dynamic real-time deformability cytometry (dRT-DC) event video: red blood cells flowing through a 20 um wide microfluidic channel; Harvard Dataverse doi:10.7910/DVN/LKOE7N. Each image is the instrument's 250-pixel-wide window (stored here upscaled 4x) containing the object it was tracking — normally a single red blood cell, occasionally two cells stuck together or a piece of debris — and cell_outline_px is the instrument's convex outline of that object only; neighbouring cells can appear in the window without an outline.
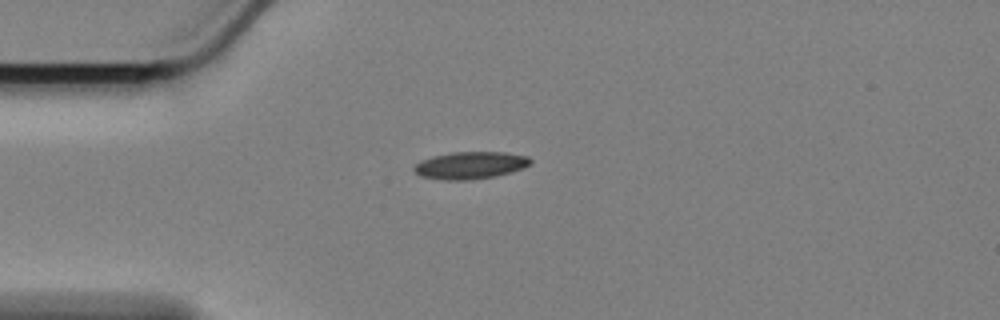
{"species": "Egyptian fruit bat (a non-hibernating species)", "species_latin": "Rousettus aegyptiacus", "temperature_condition": "cold", "stored_images_in_passage": 45, "camera_frame_rate_fps": 3000, "um_per_image_px": 0.085, "animal": {"sex": "female"}, "frame": {"image": 1, "passage_image": 1, "time_ms": 0.0, "image_size_px": [1000, 320], "cell_outline_px": [[532, 164], [524, 168], [496, 176], [468, 180], [444, 180], [420, 176], [412, 168], [420, 160], [432, 156], [452, 152], [504, 152], [528, 156], [532, 160]], "centroid_in_image_um": [39.99, 14.04], "position_along_channel_um": 45.0, "area_um2": 18.61}}
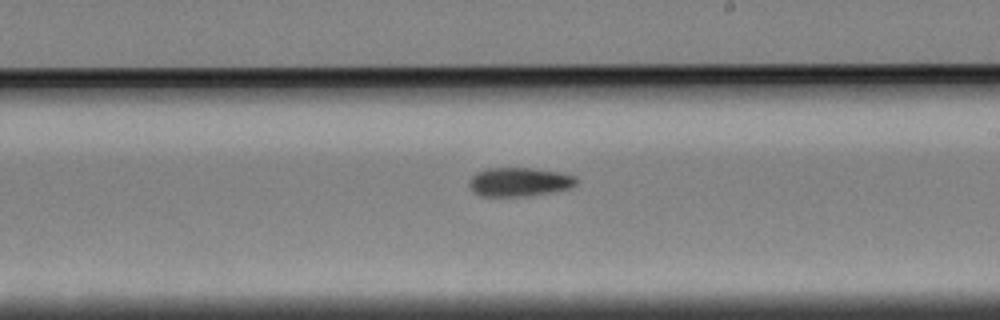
{"frame": {"image": 2, "passage_image": 20, "time_ms": 6.333, "image_size_px": [1000, 320], "cell_outline_px": [[576, 184], [568, 188], [528, 196], [480, 196], [472, 192], [468, 184], [468, 180], [476, 172], [484, 168], [532, 168], [560, 172], [576, 176]], "centroid_in_image_um": [44.06, 15.45], "position_along_channel_um": 244.9, "area_um2": 18.09}}
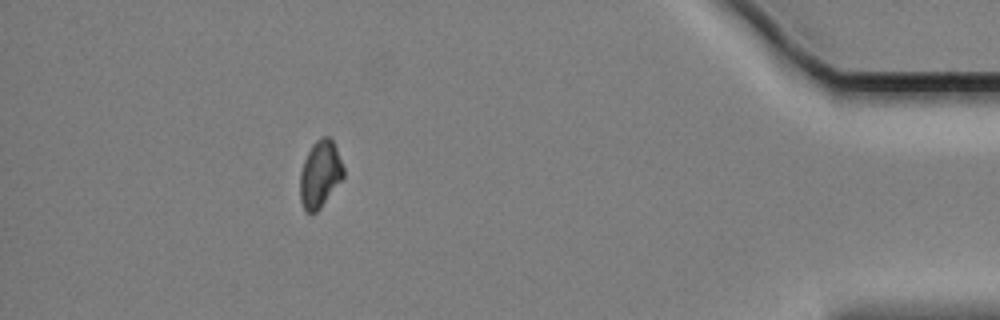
{"frame": {"image": 3, "passage_image": 39, "time_ms": 12.667, "image_size_px": [1000, 320], "cell_outline_px": [[344, 176], [320, 208], [316, 212], [304, 212], [300, 200], [300, 172], [304, 160], [312, 144], [316, 140], [324, 136], [328, 136], [332, 140], [336, 148], [344, 168]], "centroid_in_image_um": [27.19, 14.8], "position_along_channel_um": 408.0, "area_um2": 16.82}, "authors_computed_cell_mechanics": {"area_um2": 17.8024, "velocity_mm_per_s": 3.3938, "shape_relaxation_time_tau1_ms": 6.8067, "shape_relaxation_time_tau2_ms": null, "deformation_change_tau1": 0.1309, "deformation_change_tau2": null}}